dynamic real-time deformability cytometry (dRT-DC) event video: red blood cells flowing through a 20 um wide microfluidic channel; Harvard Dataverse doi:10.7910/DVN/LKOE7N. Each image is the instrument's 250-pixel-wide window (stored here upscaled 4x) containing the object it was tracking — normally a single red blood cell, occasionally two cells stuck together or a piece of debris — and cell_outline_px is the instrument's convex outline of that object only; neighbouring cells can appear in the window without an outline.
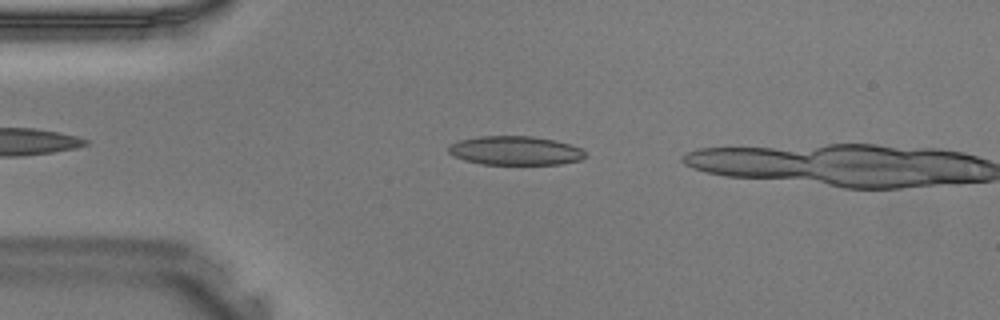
{"species": "Egyptian fruit bat (a non-hibernating species)", "species_latin": "Rousettus aegyptiacus", "temperature_condition": "warm", "stored_images_in_passage": 7, "camera_frame_rate_fps": 3000, "um_per_image_px": 0.085, "animal": {"sex": "male"}, "frame": {"image": 1, "passage_image": 6, "time_ms": 1.667, "image_size_px": [1000, 320], "cell_outline_px": [[588, 156], [580, 160], [560, 164], [480, 164], [464, 160], [452, 156], [448, 152], [448, 144], [460, 140], [480, 136], [532, 136], [556, 140], [580, 148]], "centroid_in_image_um": [43.77, 12.8], "position_along_channel_um": 41.2, "area_um2": 23.18}}